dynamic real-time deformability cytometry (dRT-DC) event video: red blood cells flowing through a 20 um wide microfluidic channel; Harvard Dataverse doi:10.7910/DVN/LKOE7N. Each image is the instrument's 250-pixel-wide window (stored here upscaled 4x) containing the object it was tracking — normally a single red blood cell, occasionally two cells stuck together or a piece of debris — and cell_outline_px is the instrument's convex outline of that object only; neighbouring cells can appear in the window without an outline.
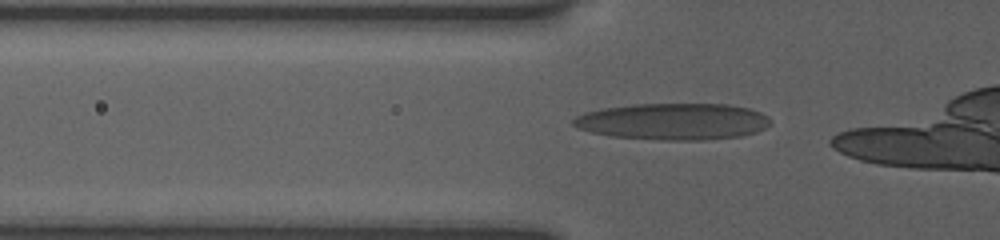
{"species": "human", "species_latin": "Homo sapiens", "temperature_condition": "room temperature", "stored_images_in_passage": 9, "camera_frame_rate_fps": 3000, "um_per_image_px": 0.085, "donor": {"sex": "female"}, "frame": {"image": 1, "passage_image": 3, "time_ms": 0.667, "image_size_px": [1000, 240], "cell_outline_px": [[772, 124], [756, 132], [740, 136], [704, 140], [664, 140], [612, 136], [592, 132], [576, 128], [572, 124], [572, 120], [576, 116], [584, 112], [600, 108], [632, 104], [728, 104], [748, 108], [760, 112], [768, 116], [772, 120]], "centroid_in_image_um": [57.21, 10.32], "position_along_channel_um": 68.6, "area_um2": 42.31}}
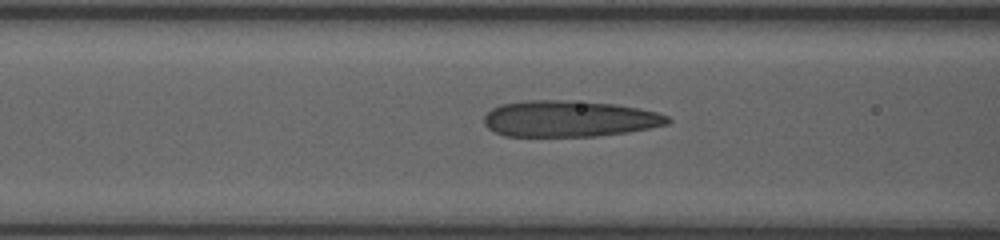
{"frame": {"image": 2, "passage_image": 7, "time_ms": 2.0, "image_size_px": [1000, 240], "cell_outline_px": [[672, 120], [668, 124], [628, 132], [596, 136], [504, 136], [488, 128], [484, 124], [484, 116], [492, 108], [500, 104], [528, 100], [572, 100], [616, 104], [656, 112], [668, 116]], "centroid_in_image_um": [48.37, 10.09], "position_along_channel_um": 118.2, "area_um2": 38.84}}